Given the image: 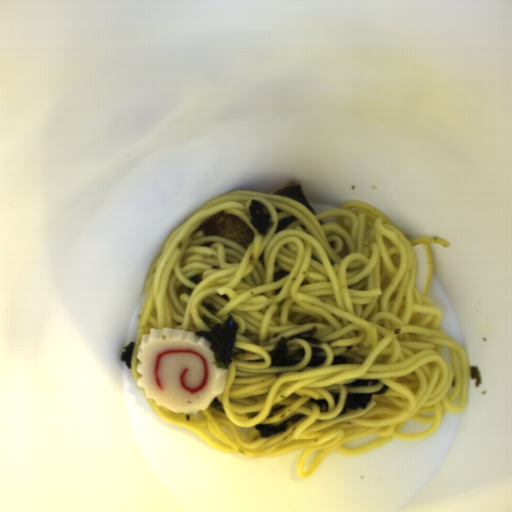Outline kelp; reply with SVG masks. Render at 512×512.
I'll use <instances>...</instances> for the list:
<instances>
[{"label": "kelp", "instance_id": "9", "mask_svg": "<svg viewBox=\"0 0 512 512\" xmlns=\"http://www.w3.org/2000/svg\"><path fill=\"white\" fill-rule=\"evenodd\" d=\"M208 407L215 409L219 413H224L225 414L224 405L218 400L217 396L212 399V401H211V403L209 404Z\"/></svg>", "mask_w": 512, "mask_h": 512}, {"label": "kelp", "instance_id": "7", "mask_svg": "<svg viewBox=\"0 0 512 512\" xmlns=\"http://www.w3.org/2000/svg\"><path fill=\"white\" fill-rule=\"evenodd\" d=\"M381 381L379 379H357L354 382L344 384L347 388H362L366 386H376Z\"/></svg>", "mask_w": 512, "mask_h": 512}, {"label": "kelp", "instance_id": "5", "mask_svg": "<svg viewBox=\"0 0 512 512\" xmlns=\"http://www.w3.org/2000/svg\"><path fill=\"white\" fill-rule=\"evenodd\" d=\"M306 415L296 414L289 419L279 423L278 425L273 424H255L254 429L259 432V436L264 439H271L272 437L286 432L294 425L302 421Z\"/></svg>", "mask_w": 512, "mask_h": 512}, {"label": "kelp", "instance_id": "11", "mask_svg": "<svg viewBox=\"0 0 512 512\" xmlns=\"http://www.w3.org/2000/svg\"><path fill=\"white\" fill-rule=\"evenodd\" d=\"M292 271H287V270H279L275 273H273V280H275L276 282L279 281L280 279H282L283 277L287 276L288 274H290Z\"/></svg>", "mask_w": 512, "mask_h": 512}, {"label": "kelp", "instance_id": "4", "mask_svg": "<svg viewBox=\"0 0 512 512\" xmlns=\"http://www.w3.org/2000/svg\"><path fill=\"white\" fill-rule=\"evenodd\" d=\"M390 387L387 385L382 386L377 392L369 393H349L345 398V404L340 412V416L346 414L349 410L366 409L371 403L373 395H385Z\"/></svg>", "mask_w": 512, "mask_h": 512}, {"label": "kelp", "instance_id": "10", "mask_svg": "<svg viewBox=\"0 0 512 512\" xmlns=\"http://www.w3.org/2000/svg\"><path fill=\"white\" fill-rule=\"evenodd\" d=\"M347 362H348V356L340 354V355L334 356L331 366H334V367L340 366L343 364H347Z\"/></svg>", "mask_w": 512, "mask_h": 512}, {"label": "kelp", "instance_id": "6", "mask_svg": "<svg viewBox=\"0 0 512 512\" xmlns=\"http://www.w3.org/2000/svg\"><path fill=\"white\" fill-rule=\"evenodd\" d=\"M136 342L132 341L127 346L123 348L122 353L120 354V361L125 364L127 369H131L132 367V359L135 351Z\"/></svg>", "mask_w": 512, "mask_h": 512}, {"label": "kelp", "instance_id": "2", "mask_svg": "<svg viewBox=\"0 0 512 512\" xmlns=\"http://www.w3.org/2000/svg\"><path fill=\"white\" fill-rule=\"evenodd\" d=\"M317 333L316 326H313L311 330L288 337L282 336L277 344L268 352L271 358V369L291 367L299 365L303 361L306 354L304 348L300 347L293 352H290L288 349L289 342L293 339L306 341L310 346L311 356L307 363L308 368H317L323 365L326 360V354L322 348L325 341L316 337Z\"/></svg>", "mask_w": 512, "mask_h": 512}, {"label": "kelp", "instance_id": "12", "mask_svg": "<svg viewBox=\"0 0 512 512\" xmlns=\"http://www.w3.org/2000/svg\"><path fill=\"white\" fill-rule=\"evenodd\" d=\"M330 394L332 396L334 406L336 407L339 402L340 394H339V392H331V391H330Z\"/></svg>", "mask_w": 512, "mask_h": 512}, {"label": "kelp", "instance_id": "1", "mask_svg": "<svg viewBox=\"0 0 512 512\" xmlns=\"http://www.w3.org/2000/svg\"><path fill=\"white\" fill-rule=\"evenodd\" d=\"M201 319L210 331H198L194 333L198 337H203L209 341L213 351L214 364L217 367L227 370L233 361L237 360L245 353L244 350L236 348L239 324L235 316L229 313L226 319L217 321L205 314L202 315Z\"/></svg>", "mask_w": 512, "mask_h": 512}, {"label": "kelp", "instance_id": "8", "mask_svg": "<svg viewBox=\"0 0 512 512\" xmlns=\"http://www.w3.org/2000/svg\"><path fill=\"white\" fill-rule=\"evenodd\" d=\"M307 403L317 405L320 413H325L329 409V402L327 399H324V398L323 399L311 398V399L307 400Z\"/></svg>", "mask_w": 512, "mask_h": 512}, {"label": "kelp", "instance_id": "3", "mask_svg": "<svg viewBox=\"0 0 512 512\" xmlns=\"http://www.w3.org/2000/svg\"><path fill=\"white\" fill-rule=\"evenodd\" d=\"M248 210L250 224L258 231L261 237H266L273 226L272 215L268 207L261 201L251 199Z\"/></svg>", "mask_w": 512, "mask_h": 512}]
</instances>
